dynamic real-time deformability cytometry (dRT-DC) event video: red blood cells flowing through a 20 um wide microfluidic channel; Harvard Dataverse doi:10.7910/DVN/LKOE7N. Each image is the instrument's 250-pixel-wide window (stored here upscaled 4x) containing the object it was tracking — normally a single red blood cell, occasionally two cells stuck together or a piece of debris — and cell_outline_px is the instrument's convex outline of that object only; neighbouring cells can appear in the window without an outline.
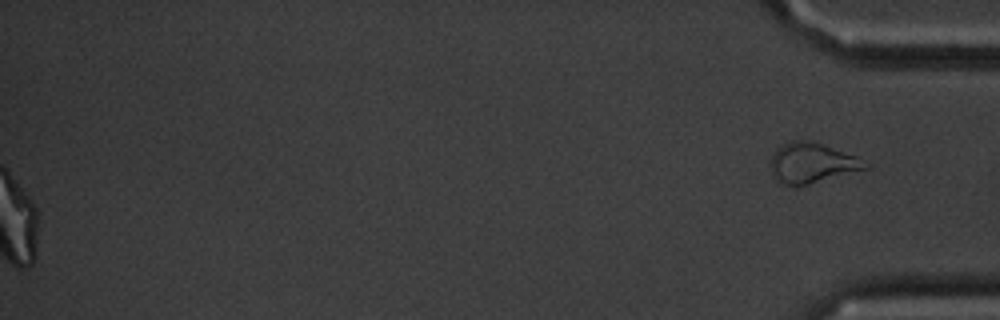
{"species": "common noctule bat (a hibernating species)", "species_latin": "Nyctalus noctula", "temperature_condition": "cold", "stored_images_in_passage": 62, "segment_of_instrument_passage": [2, 2], "camera_frame_rate_fps": 3000, "um_per_image_px": 0.085, "animal": {"sex": "male", "body_mass_g": 20.1, "forearm_length_mm": 53.5}, "frame": {"image": 1, "passage_image": 62, "time_ms": 20.333, "image_size_px": [1000, 320], "cell_outline_px": [[872, 168], [796, 188], [784, 184], [776, 180], [768, 164], [776, 148], [792, 140], [812, 140], [856, 156], [872, 164]], "centroid_in_image_um": [69.05, 13.88], "position_along_channel_um": 366.2, "area_um2": 22.89}}